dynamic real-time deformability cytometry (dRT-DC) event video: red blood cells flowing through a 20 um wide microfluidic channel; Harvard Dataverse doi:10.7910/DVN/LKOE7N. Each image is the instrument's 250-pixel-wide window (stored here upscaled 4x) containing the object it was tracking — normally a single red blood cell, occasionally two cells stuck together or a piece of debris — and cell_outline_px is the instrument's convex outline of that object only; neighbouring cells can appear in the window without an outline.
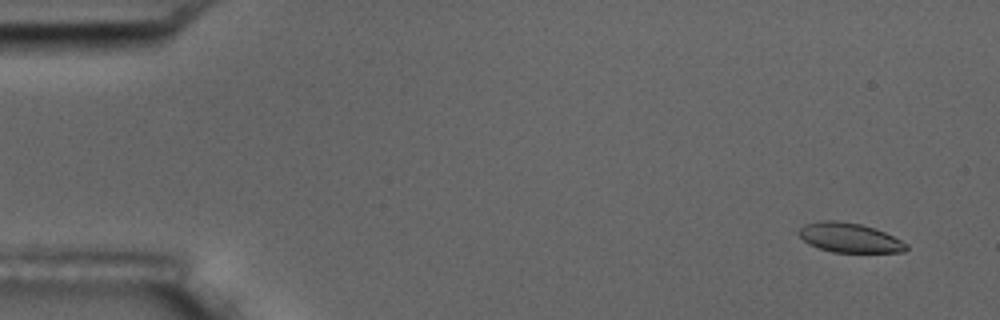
{"species": "common noctule bat (a hibernating species)", "species_latin": "Nyctalus noctula", "temperature_condition": "room temperature", "stored_images_in_passage": 5, "camera_frame_rate_fps": 3000, "um_per_image_px": 0.085, "animal": {"sex": "male", "body_mass_g": 17.5, "forearm_length_mm": 52.3}, "frame": {"image": 1, "passage_image": 2, "time_ms": 1.0, "image_size_px": [1000, 320], "cell_outline_px": [[908, 248], [904, 252], [832, 252], [808, 244], [796, 232], [804, 224], [820, 220], [836, 220], [860, 224], [884, 232], [908, 244]], "centroid_in_image_um": [72.17, 20.2], "position_along_channel_um": 12.8, "area_um2": 18.38}}
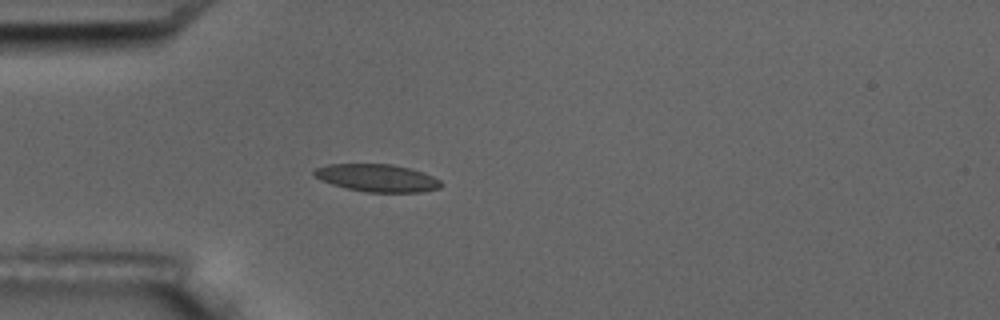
{"frame": {"image": 2, "passage_image": 5, "time_ms": 5.333, "image_size_px": [1000, 320], "cell_outline_px": [[444, 184], [440, 188], [420, 192], [364, 192], [332, 184], [320, 180], [312, 176], [312, 172], [316, 168], [328, 164], [392, 164], [412, 168], [424, 172], [440, 180]], "centroid_in_image_um": [32.06, 15.12], "position_along_channel_um": 52.9, "area_um2": 20.58}}